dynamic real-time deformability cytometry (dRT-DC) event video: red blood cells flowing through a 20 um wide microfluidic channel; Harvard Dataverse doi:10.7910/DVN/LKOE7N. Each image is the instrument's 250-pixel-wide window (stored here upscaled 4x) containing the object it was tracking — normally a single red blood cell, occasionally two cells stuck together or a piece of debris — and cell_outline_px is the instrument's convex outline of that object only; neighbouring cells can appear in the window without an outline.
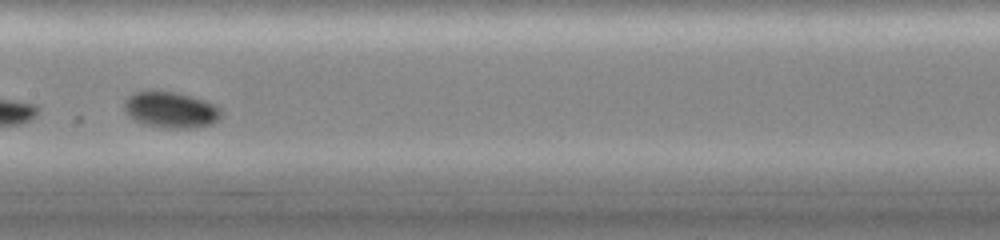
{"species": "common noctule bat (a hibernating species)", "species_latin": "Nyctalus noctula", "temperature_condition": "cold", "stored_images_in_passage": 31, "camera_frame_rate_fps": 3000, "um_per_image_px": 0.085, "animal": {"sex": "female", "body_mass_g": 19.0, "forearm_length_mm": 51.5}, "frame": {"image": 1, "passage_image": 10, "time_ms": 3.0, "image_size_px": [1000, 240], "cell_outline_px": [[220, 116], [212, 124], [192, 128], [164, 128], [144, 124], [128, 116], [124, 112], [124, 100], [132, 92], [148, 88], [180, 92], [216, 104], [220, 108]], "centroid_in_image_um": [14.45, 9.28], "position_along_channel_um": 192.9, "area_um2": 21.1}}
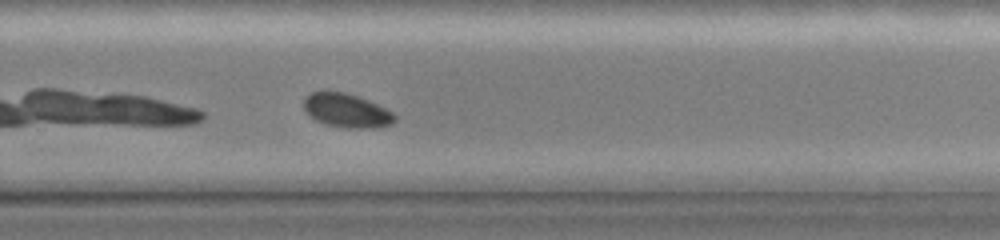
{"frame": {"image": 2, "passage_image": 18, "time_ms": 5.667, "image_size_px": [1000, 240], "cell_outline_px": [[396, 120], [392, 124], [372, 128], [348, 128], [328, 124], [316, 120], [304, 108], [304, 96], [312, 92], [344, 92], [368, 100], [392, 112], [396, 116]], "centroid_in_image_um": [29.48, 9.4], "position_along_channel_um": 300.3, "area_um2": 17.57}}
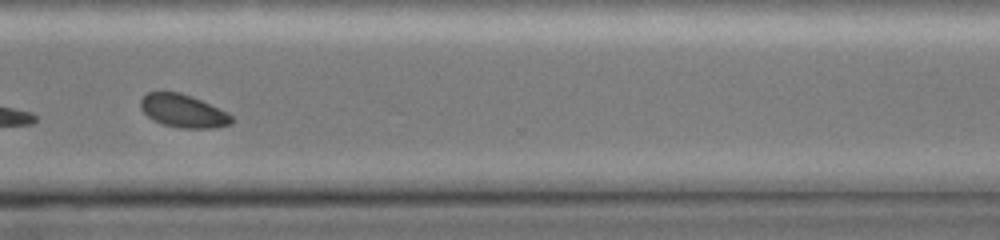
{"frame": {"image": 3, "passage_image": 22, "time_ms": 7.0, "image_size_px": [1000, 240], "cell_outline_px": [[236, 120], [232, 124], [216, 128], [180, 128], [164, 124], [152, 120], [140, 108], [140, 100], [148, 92], [180, 92], [192, 96], [228, 112]], "centroid_in_image_um": [15.61, 9.44], "position_along_channel_um": 355.0, "area_um2": 17.69}}